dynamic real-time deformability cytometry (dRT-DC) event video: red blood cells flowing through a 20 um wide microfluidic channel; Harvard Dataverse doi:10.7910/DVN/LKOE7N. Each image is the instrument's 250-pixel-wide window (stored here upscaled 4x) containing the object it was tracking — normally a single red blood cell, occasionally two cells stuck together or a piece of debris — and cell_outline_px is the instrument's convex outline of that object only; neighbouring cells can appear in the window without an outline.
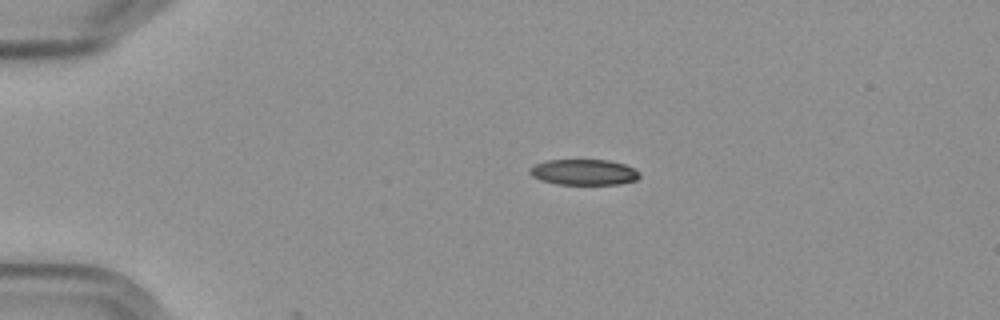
{"species": "Egyptian fruit bat (a non-hibernating species)", "species_latin": "Rousettus aegyptiacus", "temperature_condition": "cold", "stored_images_in_passage": 12, "camera_frame_rate_fps": 3000, "um_per_image_px": 0.085, "frame": {"image": 1, "passage_image": 1, "time_ms": 0.0, "image_size_px": [1000, 320], "cell_outline_px": [[640, 176], [636, 180], [620, 184], [556, 184], [540, 180], [532, 176], [528, 172], [528, 168], [536, 164], [548, 160], [608, 160], [624, 164], [640, 172]], "centroid_in_image_um": [49.61, 14.64], "position_along_channel_um": 35.4, "area_um2": 16.47}}
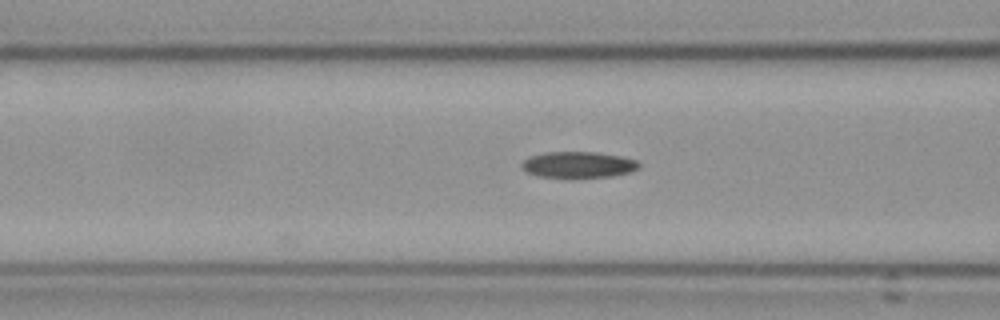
{"frame": {"image": 2, "passage_image": 12, "time_ms": 3.667, "image_size_px": [1000, 320], "cell_outline_px": [[640, 168], [628, 172], [612, 176], [536, 176], [520, 168], [520, 164], [524, 160], [532, 156], [548, 152], [596, 152], [620, 156], [636, 160], [640, 164]], "centroid_in_image_um": [49.15, 13.98], "position_along_channel_um": 117.4, "area_um2": 17.4}}